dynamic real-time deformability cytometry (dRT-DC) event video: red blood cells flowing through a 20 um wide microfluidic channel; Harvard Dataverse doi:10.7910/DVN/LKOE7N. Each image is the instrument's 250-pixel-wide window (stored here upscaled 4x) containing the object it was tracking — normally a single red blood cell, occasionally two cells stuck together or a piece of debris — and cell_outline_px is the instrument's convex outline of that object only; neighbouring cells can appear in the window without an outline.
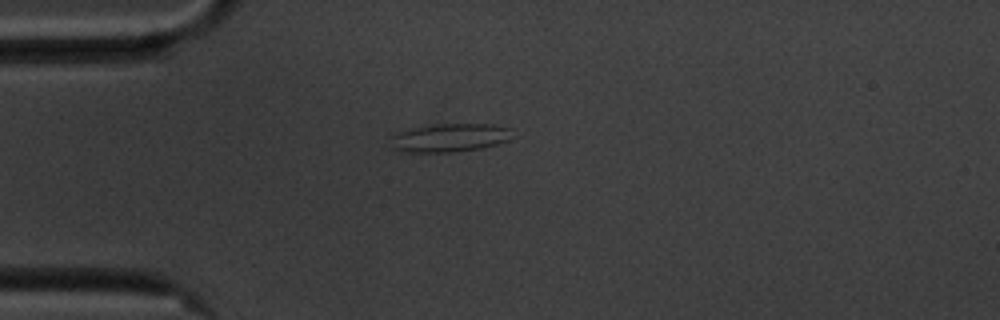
{"species": "common noctule bat (a hibernating species)", "species_latin": "Nyctalus noctula", "temperature_condition": "cold", "stored_images_in_passage": 43, "camera_frame_rate_fps": 3000, "um_per_image_px": 0.085, "animal": {"sex": "male", "body_mass_g": 20.1, "forearm_length_mm": 53.5}, "frame": {"image": 1, "passage_image": 1, "time_ms": 0.0, "image_size_px": [1000, 320], "cell_outline_px": [[512, 128], [508, 140], [496, 144], [480, 148], [452, 152], [400, 152], [392, 148], [388, 136], [392, 132], [440, 124], [492, 124]], "centroid_in_image_um": [38.13, 11.71], "position_along_channel_um": 46.9, "area_um2": 20.23}}
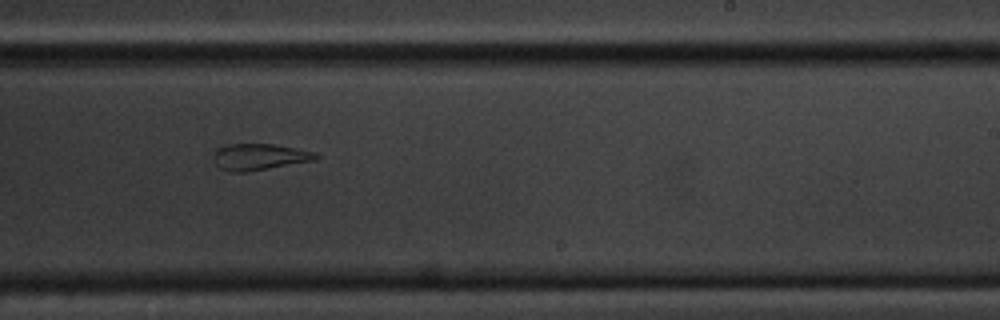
{"frame": {"image": 2, "passage_image": 21, "time_ms": 6.667, "image_size_px": [1000, 320], "cell_outline_px": [[320, 156], [316, 160], [248, 172], [232, 172], [220, 168], [212, 160], [212, 156], [216, 148], [228, 144], [272, 144], [316, 152]], "centroid_in_image_um": [22.02, 13.34], "position_along_channel_um": 267.0, "area_um2": 15.9}}
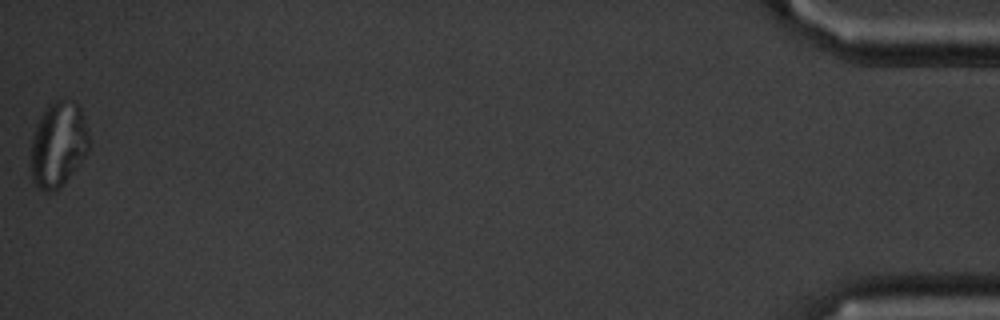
{"frame": {"image": 3, "passage_image": 43, "time_ms": 14.0, "image_size_px": [1000, 320], "cell_outline_px": [[88, 148], [84, 156], [60, 188], [56, 192], [44, 192], [32, 180], [32, 140], [36, 124], [40, 116], [48, 104], [56, 100], [76, 100], [80, 108], [88, 128]], "centroid_in_image_um": [4.95, 12.25], "position_along_channel_um": 430.2, "area_um2": 28.67}, "authors_computed_cell_mechanics": {"area_um2": 16.473, "velocity_mm_per_s": 3.5231, "shape_relaxation_time_tau1_ms": null, "shape_relaxation_time_tau2_ms": 2.9625, "deformation_change_tau1": null, "deformation_change_tau2": 0.1191}}